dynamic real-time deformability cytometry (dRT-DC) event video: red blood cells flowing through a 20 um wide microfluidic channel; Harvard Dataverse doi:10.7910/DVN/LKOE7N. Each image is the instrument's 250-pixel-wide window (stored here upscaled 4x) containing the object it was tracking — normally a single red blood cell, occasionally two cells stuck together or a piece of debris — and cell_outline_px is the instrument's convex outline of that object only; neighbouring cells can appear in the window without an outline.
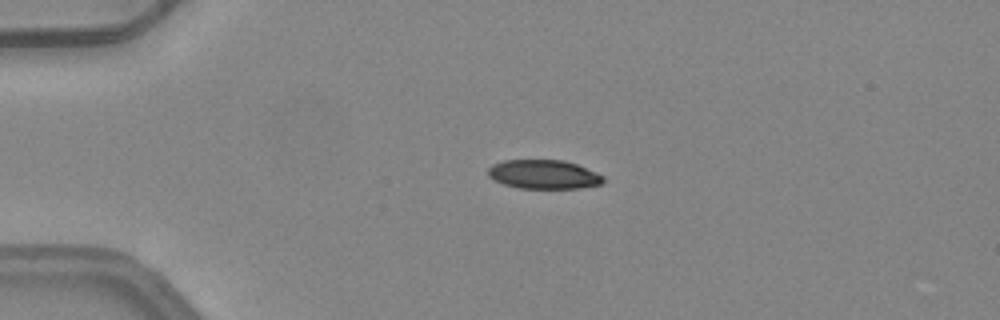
{"species": "common noctule bat (a hibernating species)", "species_latin": "Nyctalus noctula", "temperature_condition": "warm", "stored_images_in_passage": 5, "camera_frame_rate_fps": 3000, "um_per_image_px": 0.085, "animal": {"sex": "female", "body_mass_g": 24.6, "forearm_length_mm": 56.2}, "frame": {"image": 1, "passage_image": 4, "time_ms": 1.0, "image_size_px": [1000, 320], "cell_outline_px": [[604, 180], [600, 184], [580, 188], [520, 188], [504, 184], [492, 180], [488, 176], [488, 168], [492, 164], [504, 160], [564, 160], [576, 164], [596, 172], [604, 176]], "centroid_in_image_um": [46.19, 14.82], "position_along_channel_um": 38.8, "area_um2": 19.48}}